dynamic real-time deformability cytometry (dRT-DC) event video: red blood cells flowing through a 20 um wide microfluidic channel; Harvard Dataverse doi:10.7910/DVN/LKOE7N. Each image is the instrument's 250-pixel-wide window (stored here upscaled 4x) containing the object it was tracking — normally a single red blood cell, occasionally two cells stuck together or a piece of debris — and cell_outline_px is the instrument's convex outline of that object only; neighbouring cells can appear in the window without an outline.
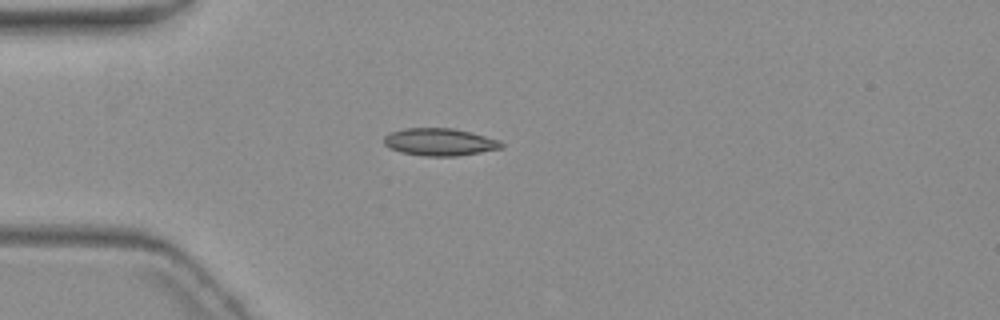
{"species": "common noctule bat (a hibernating species)", "species_latin": "Nyctalus noctula", "temperature_condition": "warm", "stored_images_in_passage": 5, "camera_frame_rate_fps": 3000, "um_per_image_px": 0.085, "animal": {"sex": "female", "body_mass_g": 19.3, "forearm_length_mm": 54.1}, "frame": {"image": 1, "passage_image": 3, "time_ms": 2.333, "image_size_px": [1000, 320], "cell_outline_px": [[504, 148], [456, 156], [424, 156], [400, 152], [388, 148], [384, 144], [384, 136], [392, 132], [404, 128], [452, 128], [472, 132], [500, 140], [504, 144]], "centroid_in_image_um": [37.39, 12.07], "position_along_channel_um": 47.6, "area_um2": 18.9}}
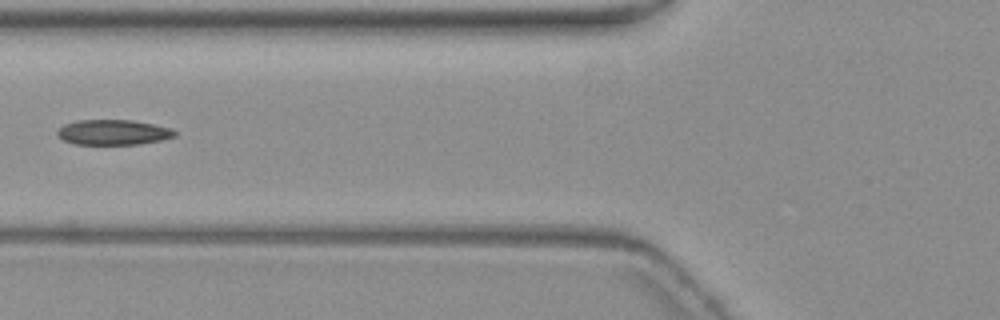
{"frame": {"image": 2, "passage_image": 5, "time_ms": 4.667, "image_size_px": [1000, 320], "cell_outline_px": [[176, 136], [160, 140], [140, 144], [76, 144], [64, 140], [56, 136], [56, 132], [64, 124], [76, 120], [132, 120], [172, 128], [176, 132]], "centroid_in_image_um": [9.61, 11.24], "position_along_channel_um": 116.2, "area_um2": 17.22}}